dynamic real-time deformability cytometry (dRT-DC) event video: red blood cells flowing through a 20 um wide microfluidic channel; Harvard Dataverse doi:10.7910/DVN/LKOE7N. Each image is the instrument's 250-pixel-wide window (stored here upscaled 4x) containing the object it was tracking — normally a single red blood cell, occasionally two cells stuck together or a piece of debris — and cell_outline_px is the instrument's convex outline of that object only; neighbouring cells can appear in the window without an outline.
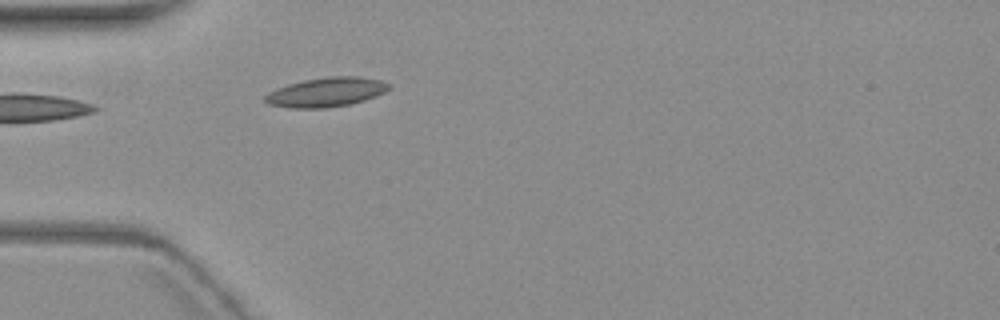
{"species": "common noctule bat (a hibernating species)", "species_latin": "Nyctalus noctula", "temperature_condition": "warm", "stored_images_in_passage": 1, "camera_frame_rate_fps": 3000, "um_per_image_px": 0.085, "animal": {"sex": "female", "body_mass_g": 19.3, "forearm_length_mm": 54.1}, "frame": {"image": 1, "passage_image": 1, "time_ms": 0.0, "image_size_px": [1000, 320], "cell_outline_px": [[392, 88], [376, 96], [364, 100], [348, 104], [324, 108], [288, 108], [268, 104], [264, 100], [264, 96], [268, 92], [276, 88], [288, 84], [304, 80], [328, 76], [360, 76], [380, 80], [388, 84]], "centroid_in_image_um": [27.7, 7.83], "position_along_channel_um": 57.3, "area_um2": 21.21}}